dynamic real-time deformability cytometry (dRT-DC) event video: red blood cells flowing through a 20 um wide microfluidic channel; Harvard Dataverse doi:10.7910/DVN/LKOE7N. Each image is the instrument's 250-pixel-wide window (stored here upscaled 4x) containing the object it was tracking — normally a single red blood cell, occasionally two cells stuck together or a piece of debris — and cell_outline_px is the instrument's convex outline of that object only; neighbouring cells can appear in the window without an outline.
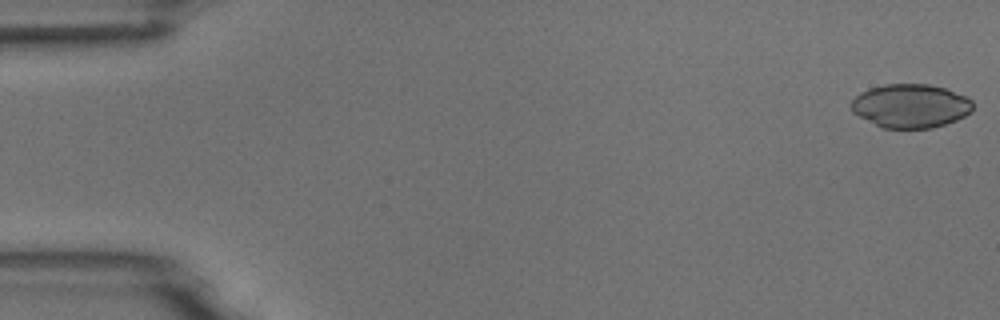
{"species": "common noctule bat (a hibernating species)", "species_latin": "Nyctalus noctula", "temperature_condition": "room temperature", "stored_images_in_passage": 9, "camera_frame_rate_fps": 3000, "um_per_image_px": 0.085, "animal": {"sex": "male", "body_mass_g": 18.8}, "frame": {"image": 1, "passage_image": 1, "time_ms": 0.0, "image_size_px": [1000, 320], "cell_outline_px": [[972, 112], [956, 120], [932, 128], [884, 128], [852, 112], [852, 100], [860, 92], [868, 88], [884, 84], [928, 84], [944, 88], [964, 96], [972, 100]], "centroid_in_image_um": [77.4, 8.99], "position_along_channel_um": 7.6, "area_um2": 30.75}}